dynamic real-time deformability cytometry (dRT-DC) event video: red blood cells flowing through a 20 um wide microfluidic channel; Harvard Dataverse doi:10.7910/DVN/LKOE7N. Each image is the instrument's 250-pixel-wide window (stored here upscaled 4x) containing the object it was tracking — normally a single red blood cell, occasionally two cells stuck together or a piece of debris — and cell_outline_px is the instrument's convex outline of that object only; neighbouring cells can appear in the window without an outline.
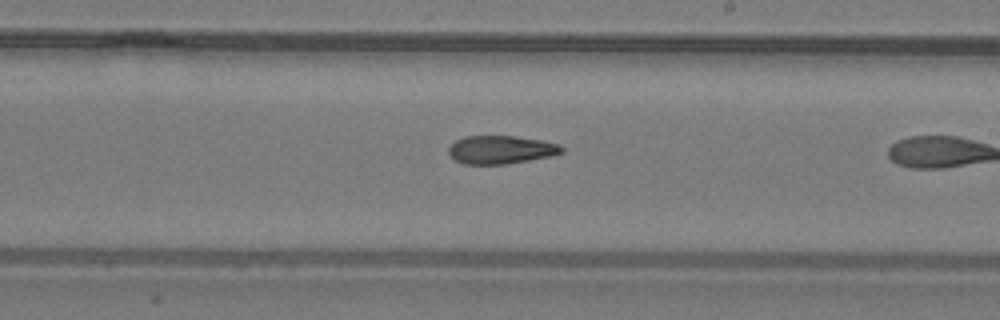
{"species": "common noctule bat (a hibernating species)", "species_latin": "Nyctalus noctula", "temperature_condition": "warm", "stored_images_in_passage": 20, "camera_frame_rate_fps": 3000, "um_per_image_px": 0.085, "animal": {"sex": "male", "body_mass_g": 19.2, "forearm_length_mm": 51.8}, "frame": {"image": 1, "passage_image": 12, "time_ms": 3.667, "image_size_px": [1000, 320], "cell_outline_px": [[564, 152], [548, 156], [528, 160], [504, 164], [464, 164], [456, 160], [448, 152], [448, 148], [456, 140], [464, 136], [516, 136], [540, 140], [560, 144], [564, 148]], "centroid_in_image_um": [42.57, 12.71], "position_along_channel_um": 246.4, "area_um2": 18.44}}